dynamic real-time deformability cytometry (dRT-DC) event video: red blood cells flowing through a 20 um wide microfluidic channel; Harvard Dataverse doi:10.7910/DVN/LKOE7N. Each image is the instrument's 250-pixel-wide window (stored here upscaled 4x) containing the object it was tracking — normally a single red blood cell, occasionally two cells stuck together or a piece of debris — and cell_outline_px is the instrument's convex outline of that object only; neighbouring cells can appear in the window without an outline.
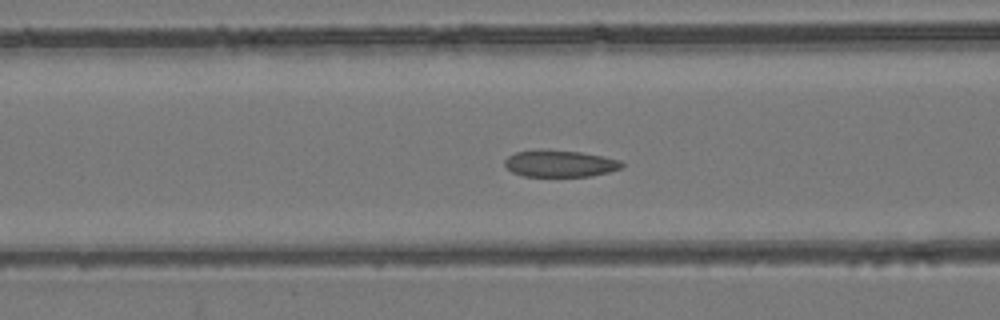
{"species": "common noctule bat (a hibernating species)", "species_latin": "Nyctalus noctula", "temperature_condition": "room temperature", "stored_images_in_passage": 54, "camera_frame_rate_fps": 3000, "um_per_image_px": 0.085, "animal": {"sex": "female", "body_mass_g": 24.6, "forearm_length_mm": 56.2}, "frame": {"image": 1, "passage_image": 22, "time_ms": 7.0, "image_size_px": [1000, 320], "cell_outline_px": [[624, 164], [620, 168], [608, 172], [592, 176], [524, 176], [512, 172], [504, 164], [504, 160], [508, 156], [516, 152], [536, 148], [540, 148], [580, 152], [604, 156], [620, 160]], "centroid_in_image_um": [47.56, 13.88], "position_along_channel_um": 119.0, "area_um2": 18.5}}
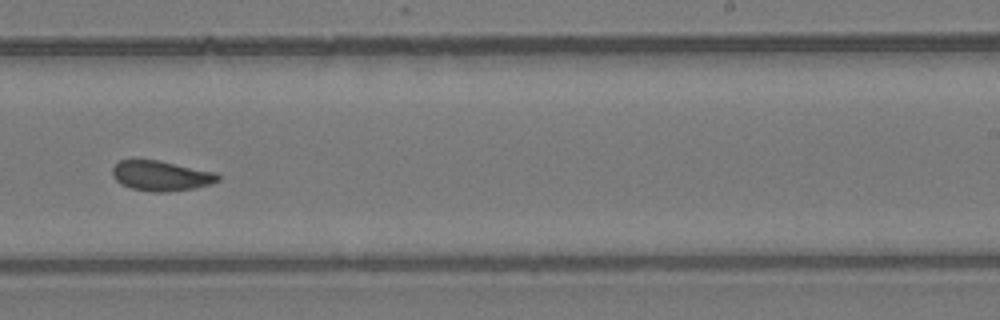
{"frame": {"image": 2, "passage_image": 34, "time_ms": 11.0, "image_size_px": [1000, 320], "cell_outline_px": [[220, 180], [212, 184], [192, 188], [168, 192], [152, 192], [132, 188], [120, 184], [112, 176], [112, 168], [120, 160], [156, 160], [216, 172], [220, 176]], "centroid_in_image_um": [13.69, 14.95], "position_along_channel_um": 275.3, "area_um2": 18.44}}
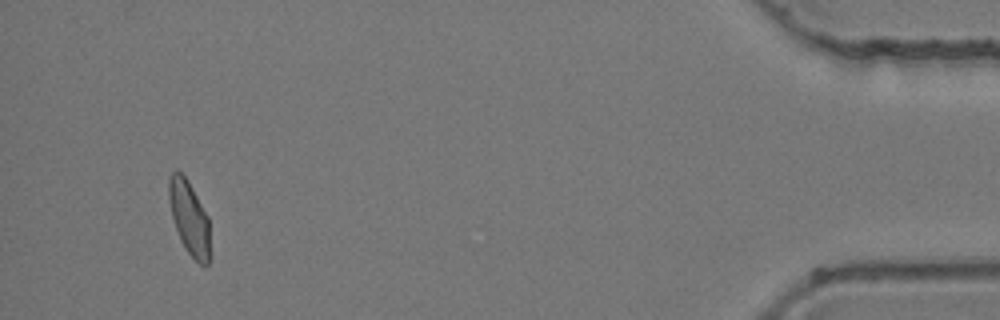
{"frame": {"image": 3, "passage_image": 51, "time_ms": 16.667, "image_size_px": [1000, 320], "cell_outline_px": [[212, 256], [208, 264], [200, 264], [184, 248], [180, 240], [172, 216], [168, 196], [168, 176], [176, 168], [188, 180], [208, 216]], "centroid_in_image_um": [16.11, 18.53], "position_along_channel_um": 419.1, "area_um2": 18.09}, "authors_computed_cell_mechanics": {"area_um2": 18.6405, "velocity_mm_per_s": 3.9175, "shape_relaxation_time_tau1_ms": null, "shape_relaxation_time_tau2_ms": 1.6074, "deformation_change_tau1": null, "deformation_change_tau2": 0.0631}}